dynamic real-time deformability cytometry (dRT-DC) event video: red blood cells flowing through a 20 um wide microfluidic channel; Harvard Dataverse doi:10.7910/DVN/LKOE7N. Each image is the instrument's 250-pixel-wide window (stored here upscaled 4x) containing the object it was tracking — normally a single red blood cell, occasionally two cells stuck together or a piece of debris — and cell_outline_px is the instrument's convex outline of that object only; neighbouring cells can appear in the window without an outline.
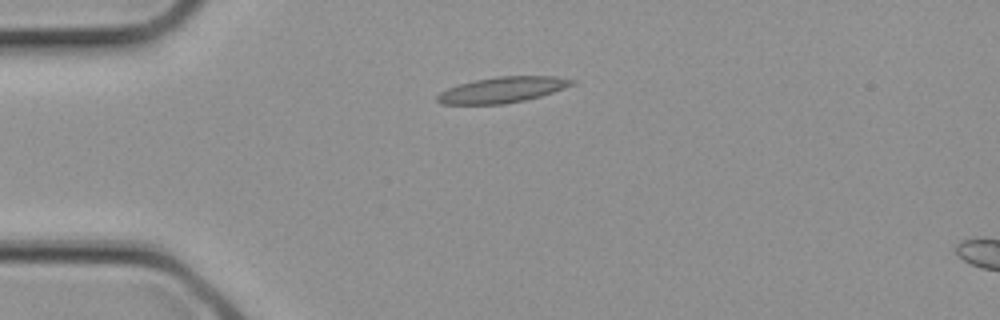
{"species": "common noctule bat (a hibernating species)", "species_latin": "Nyctalus noctula", "temperature_condition": "cold", "stored_images_in_passage": 2, "camera_frame_rate_fps": 3000, "um_per_image_px": 0.085, "animal": {"sex": "female", "body_mass_g": 21.9}, "frame": {"image": 1, "passage_image": 1, "time_ms": 0.0, "image_size_px": [1000, 320], "cell_outline_px": [[576, 84], [540, 96], [524, 100], [504, 104], [440, 104], [436, 100], [436, 96], [440, 92], [448, 88], [460, 84], [476, 80], [496, 76], [556, 76], [576, 80]], "centroid_in_image_um": [42.71, 7.63], "position_along_channel_um": 42.3, "area_um2": 20.17}}